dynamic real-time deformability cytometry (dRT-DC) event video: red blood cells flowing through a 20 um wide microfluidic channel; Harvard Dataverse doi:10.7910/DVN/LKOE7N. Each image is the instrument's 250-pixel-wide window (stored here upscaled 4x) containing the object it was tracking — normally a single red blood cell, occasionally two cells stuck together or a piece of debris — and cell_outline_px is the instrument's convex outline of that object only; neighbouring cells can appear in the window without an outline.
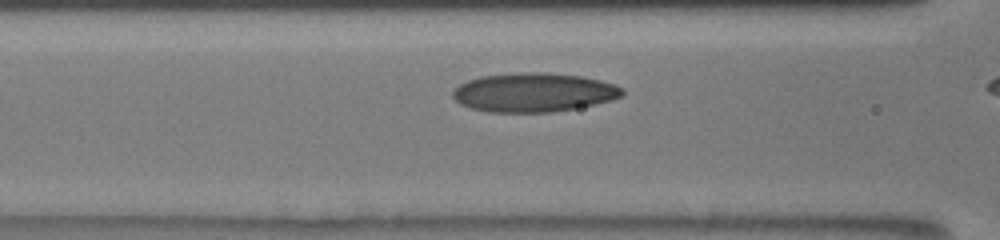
{"species": "human", "species_latin": "Homo sapiens", "temperature_condition": "room temperature", "stored_images_in_passage": 9, "camera_frame_rate_fps": 3000, "um_per_image_px": 0.085, "donor": {"sex": "male"}, "frame": {"image": 1, "passage_image": 7, "time_ms": 2.0, "image_size_px": [1000, 240], "cell_outline_px": [[624, 96], [612, 100], [596, 104], [576, 108], [552, 112], [488, 112], [468, 108], [460, 104], [452, 96], [452, 92], [460, 84], [468, 80], [480, 76], [520, 72], [544, 72], [580, 76], [600, 80], [616, 84], [624, 92]], "centroid_in_image_um": [45.36, 7.86], "position_along_channel_um": 121.2, "area_um2": 38.73}}